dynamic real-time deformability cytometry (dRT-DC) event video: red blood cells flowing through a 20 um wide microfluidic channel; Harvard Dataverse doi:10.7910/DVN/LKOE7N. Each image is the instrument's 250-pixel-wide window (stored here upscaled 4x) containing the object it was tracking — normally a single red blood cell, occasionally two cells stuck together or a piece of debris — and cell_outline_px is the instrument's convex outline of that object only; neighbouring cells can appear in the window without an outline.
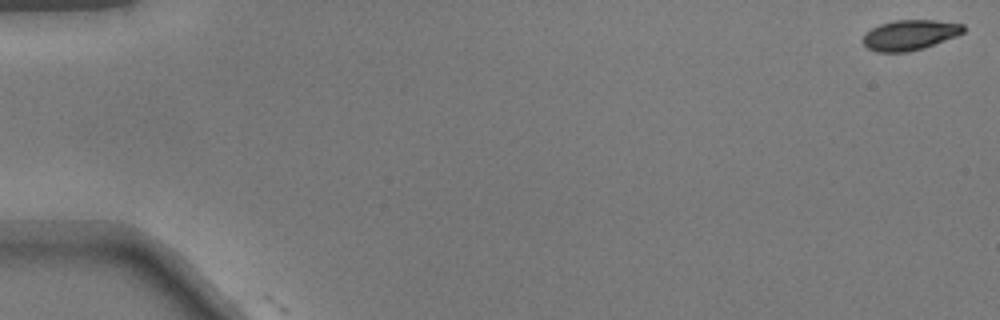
{"species": "common noctule bat (a hibernating species)", "species_latin": "Nyctalus noctula", "temperature_condition": "warm", "stored_images_in_passage": 2, "camera_frame_rate_fps": 3000, "um_per_image_px": 0.085, "animal": {"sex": "male", "body_mass_g": 17.9}, "frame": {"image": 1, "passage_image": 1, "time_ms": 0.0, "image_size_px": [1000, 320], "cell_outline_px": [[964, 32], [956, 36], [924, 48], [908, 52], [876, 52], [868, 48], [864, 44], [864, 36], [872, 28], [880, 24], [896, 20], [936, 20], [964, 24]], "centroid_in_image_um": [77.36, 2.97], "position_along_channel_um": 7.6, "area_um2": 17.57}}